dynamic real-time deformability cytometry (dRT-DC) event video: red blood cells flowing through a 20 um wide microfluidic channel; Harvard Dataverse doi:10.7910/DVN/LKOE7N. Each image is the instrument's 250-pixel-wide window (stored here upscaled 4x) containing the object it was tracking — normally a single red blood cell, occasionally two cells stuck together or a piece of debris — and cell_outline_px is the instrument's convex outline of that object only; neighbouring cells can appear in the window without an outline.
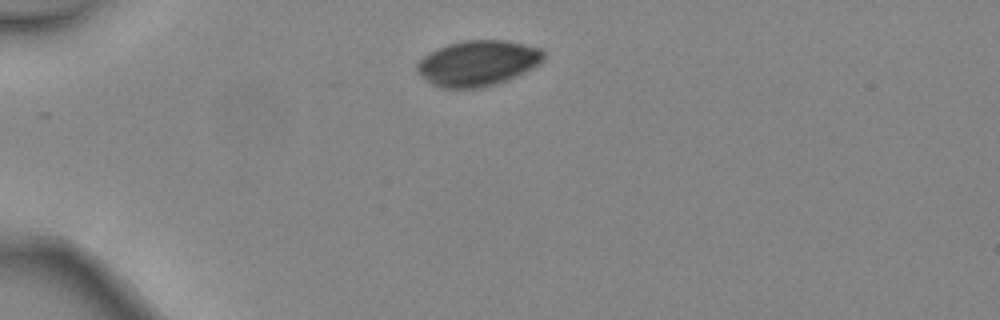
{"species": "common noctule bat (a hibernating species)", "species_latin": "Nyctalus noctula", "temperature_condition": "warm", "stored_images_in_passage": 2, "camera_frame_rate_fps": 3000, "um_per_image_px": 0.085, "animal": {"sex": "female", "body_mass_g": 24.6, "forearm_length_mm": 56.2}, "frame": {"image": 1, "passage_image": 2, "time_ms": 0.333, "image_size_px": [1000, 320], "cell_outline_px": [[544, 60], [532, 68], [508, 80], [496, 84], [480, 88], [440, 88], [432, 84], [416, 72], [416, 64], [424, 56], [448, 44], [464, 40], [508, 40], [540, 48], [544, 52]], "centroid_in_image_um": [40.62, 5.37], "position_along_channel_um": 44.4, "area_um2": 33.52}}